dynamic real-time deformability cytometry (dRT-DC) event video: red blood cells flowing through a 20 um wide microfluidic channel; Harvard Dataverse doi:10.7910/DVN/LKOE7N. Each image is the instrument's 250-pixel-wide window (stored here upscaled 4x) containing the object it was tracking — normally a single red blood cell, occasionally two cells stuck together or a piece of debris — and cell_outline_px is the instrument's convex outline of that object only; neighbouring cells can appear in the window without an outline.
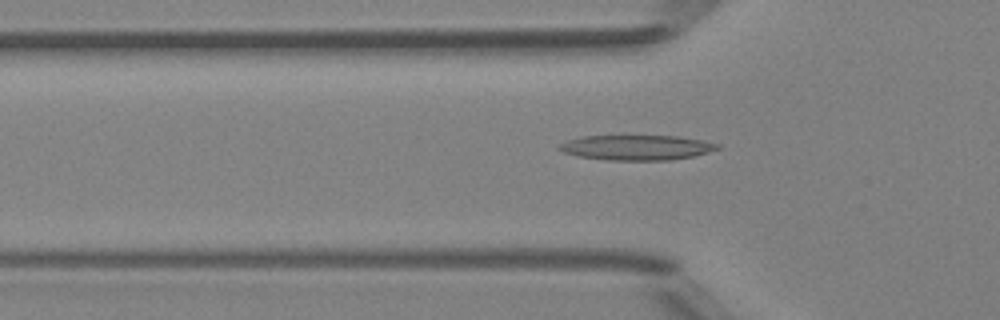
{"species": "Egyptian fruit bat (a non-hibernating species)", "species_latin": "Rousettus aegyptiacus", "temperature_condition": "room temperature", "stored_images_in_passage": 48, "camera_frame_rate_fps": 3000, "um_per_image_px": 0.085, "animal": {"sex": "female"}, "frame": {"image": 1, "passage_image": 16, "time_ms": 5.0, "image_size_px": [1000, 320], "cell_outline_px": [[720, 148], [708, 152], [692, 156], [672, 160], [608, 160], [576, 156], [564, 152], [556, 148], [560, 144], [568, 140], [584, 136], [680, 136], [704, 140], [720, 144]], "centroid_in_image_um": [54.13, 12.54], "position_along_channel_um": 71.7, "area_um2": 23.12}}
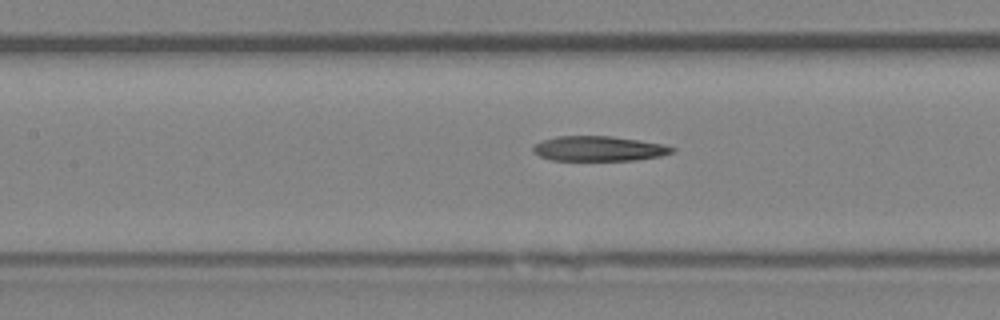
{"frame": {"image": 2, "passage_image": 22, "time_ms": 7.0, "image_size_px": [1000, 320], "cell_outline_px": [[676, 148], [672, 152], [660, 156], [636, 160], [548, 160], [540, 156], [532, 148], [536, 144], [544, 140], [556, 136], [612, 136], [660, 144]], "centroid_in_image_um": [50.88, 12.63], "position_along_channel_um": 156.5, "area_um2": 19.88}}
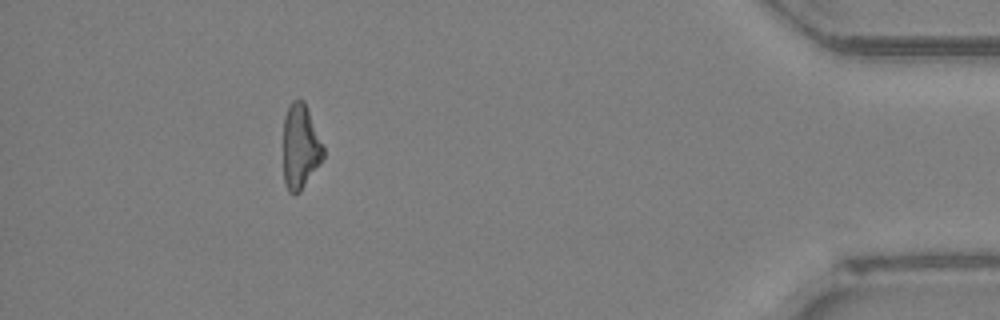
{"frame": {"image": 3, "passage_image": 44, "time_ms": 14.333, "image_size_px": [1000, 320], "cell_outline_px": [[324, 156], [300, 192], [288, 192], [284, 184], [284, 116], [288, 104], [292, 100], [304, 100], [324, 144]], "centroid_in_image_um": [25.53, 12.42], "position_along_channel_um": 409.7, "area_um2": 19.83}, "authors_computed_cell_mechanics": {"area_um2": 21.0103, "velocity_mm_per_s": 4.2302, "shape_relaxation_time_tau1_ms": null, "shape_relaxation_time_tau2_ms": 10.0919, "deformation_change_tau1": null, "deformation_change_tau2": 0.31}}